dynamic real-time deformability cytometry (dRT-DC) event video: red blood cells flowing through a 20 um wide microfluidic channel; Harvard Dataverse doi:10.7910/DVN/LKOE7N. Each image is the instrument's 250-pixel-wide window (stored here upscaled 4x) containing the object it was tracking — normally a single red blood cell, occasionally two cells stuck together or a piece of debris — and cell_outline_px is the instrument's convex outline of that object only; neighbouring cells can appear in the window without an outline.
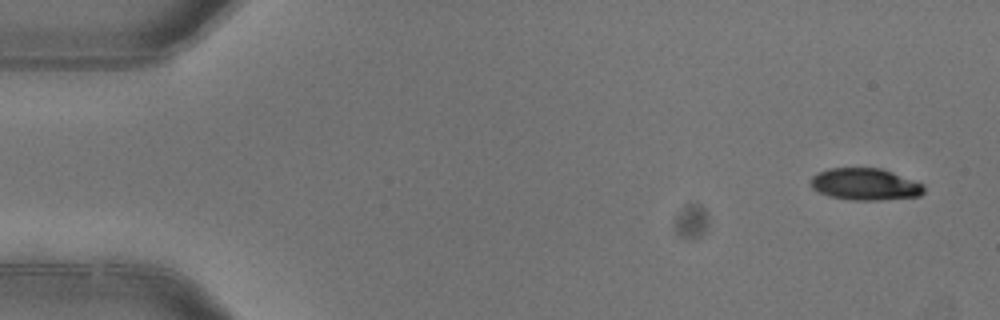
{"species": "common noctule bat (a hibernating species)", "species_latin": "Nyctalus noctula", "temperature_condition": "warm", "stored_images_in_passage": 5, "camera_frame_rate_fps": 3000, "um_per_image_px": 0.085, "animal": {"sex": "female"}, "frame": {"image": 1, "passage_image": 1, "time_ms": 0.0, "image_size_px": [1000, 320], "cell_outline_px": [[924, 192], [920, 196], [880, 200], [852, 200], [832, 196], [820, 192], [812, 188], [812, 176], [828, 168], [880, 168], [892, 172], [924, 184]], "centroid_in_image_um": [73.57, 15.66], "position_along_channel_um": 11.4, "area_um2": 20.81}}
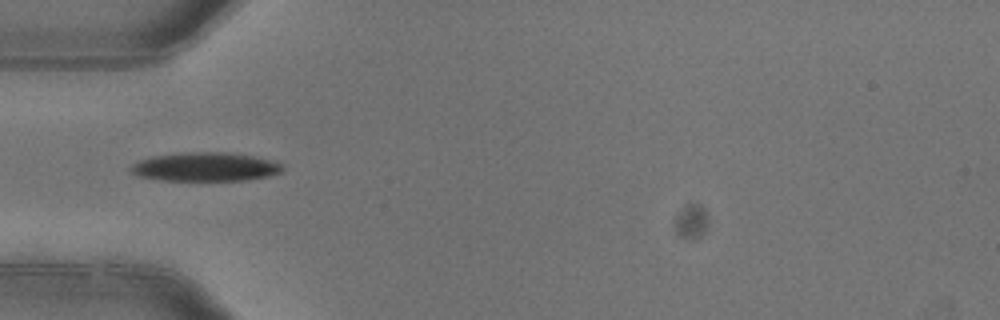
{"frame": {"image": 2, "passage_image": 4, "time_ms": 1.0, "image_size_px": [1000, 320], "cell_outline_px": [[284, 168], [280, 172], [268, 176], [244, 180], [164, 180], [140, 176], [132, 172], [128, 168], [132, 164], [140, 160], [152, 156], [184, 152], [224, 152], [252, 156], [276, 160], [284, 164]], "centroid_in_image_um": [17.49, 14.17], "position_along_channel_um": 67.5, "area_um2": 25.43}}